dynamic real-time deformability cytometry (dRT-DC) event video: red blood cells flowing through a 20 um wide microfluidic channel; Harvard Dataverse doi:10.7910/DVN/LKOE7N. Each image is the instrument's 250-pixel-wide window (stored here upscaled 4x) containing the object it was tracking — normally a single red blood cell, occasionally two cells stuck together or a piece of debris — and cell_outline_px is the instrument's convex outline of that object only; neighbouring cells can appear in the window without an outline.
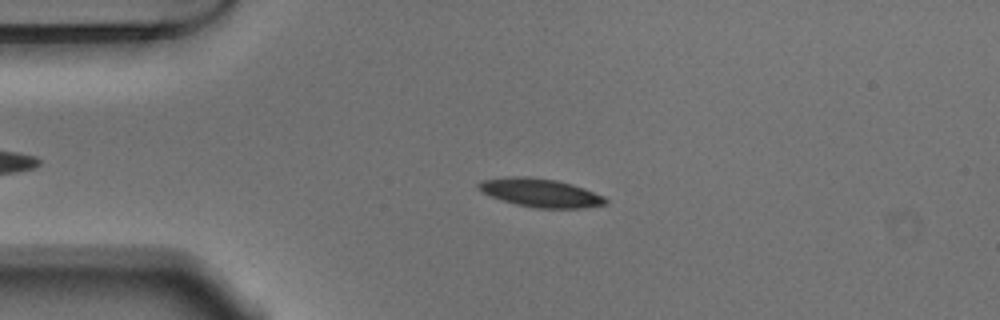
{"species": "Egyptian fruit bat (a non-hibernating species)", "species_latin": "Rousettus aegyptiacus", "temperature_condition": "warm", "stored_images_in_passage": 48, "camera_frame_rate_fps": 3000, "um_per_image_px": 0.085, "animal": {"sex": "male"}, "frame": {"image": 1, "passage_image": 12, "time_ms": 3.667, "image_size_px": [1000, 320], "cell_outline_px": [[608, 200], [604, 204], [584, 208], [536, 208], [516, 204], [500, 200], [480, 192], [476, 188], [476, 184], [484, 180], [512, 176], [528, 176], [556, 180], [572, 184], [584, 188], [604, 196]], "centroid_in_image_um": [45.9, 16.38], "position_along_channel_um": 39.1, "area_um2": 21.15}}
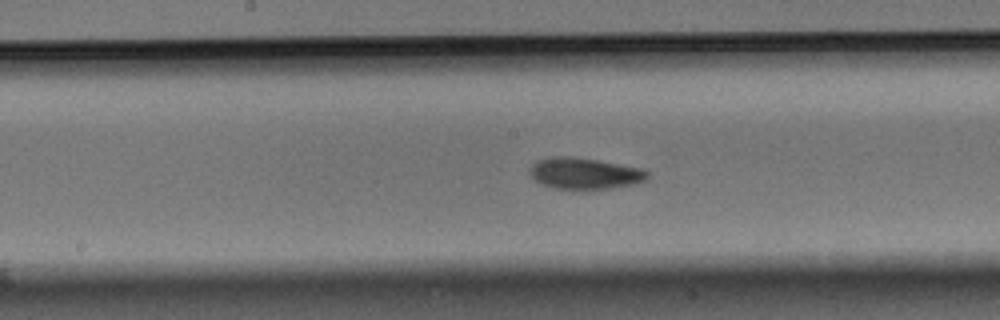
{"frame": {"image": 2, "passage_image": 27, "time_ms": 8.667, "image_size_px": [1000, 320], "cell_outline_px": [[648, 176], [644, 180], [632, 184], [612, 188], [552, 188], [540, 184], [532, 180], [532, 164], [548, 156], [572, 156], [644, 168], [648, 172]], "centroid_in_image_um": [49.68, 14.72], "position_along_channel_um": 198.5, "area_um2": 21.21}}
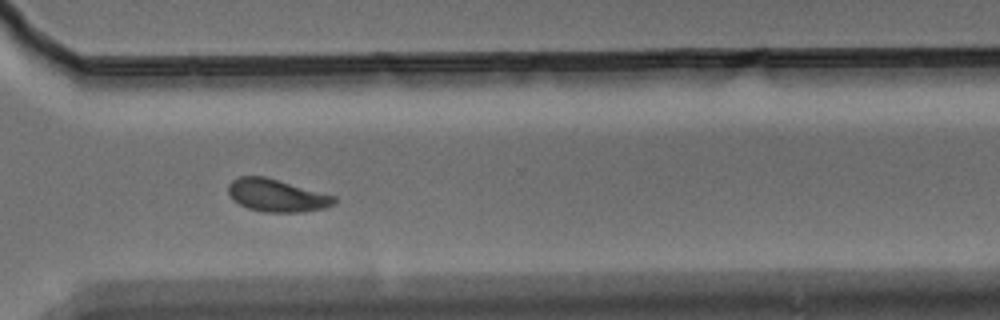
{"frame": {"image": 3, "passage_image": 39, "time_ms": 12.667, "image_size_px": [1000, 320], "cell_outline_px": [[340, 200], [336, 204], [324, 208], [300, 212], [264, 212], [248, 208], [232, 200], [228, 192], [228, 184], [232, 180], [240, 176], [264, 176], [336, 196]], "centroid_in_image_um": [23.54, 16.61], "position_along_channel_um": 347.1, "area_um2": 20.23}, "authors_computed_cell_mechanics": {"area_um2": 20.23, "velocity_mm_per_s": 3.7176, "shape_relaxation_time_tau1_ms": 3.8235, "shape_relaxation_time_tau2_ms": 3.3362, "deformation_change_tau1": 0.1285, "deformation_change_tau2": 0.0864}}